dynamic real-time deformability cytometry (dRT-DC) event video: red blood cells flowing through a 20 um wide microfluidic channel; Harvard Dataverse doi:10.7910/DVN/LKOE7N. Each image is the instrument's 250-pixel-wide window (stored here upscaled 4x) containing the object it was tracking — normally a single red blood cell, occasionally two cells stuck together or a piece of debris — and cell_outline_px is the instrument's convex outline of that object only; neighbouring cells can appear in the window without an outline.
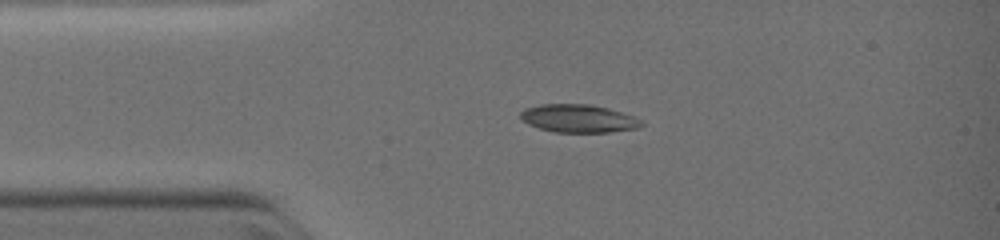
{"species": "common noctule bat (a hibernating species)", "species_latin": "Nyctalus noctula", "temperature_condition": "warm", "stored_images_in_passage": 9, "camera_frame_rate_fps": 3000, "um_per_image_px": 0.085, "animal": {"sex": "female", "body_mass_g": 19.0, "forearm_length_mm": 51.5}, "frame": {"image": 1, "passage_image": 1, "time_ms": 0.0, "image_size_px": [1000, 240], "cell_outline_px": [[644, 124], [636, 128], [608, 132], [556, 132], [540, 128], [528, 124], [520, 120], [520, 112], [524, 108], [540, 104], [588, 104], [608, 108], [632, 116], [640, 120]], "centroid_in_image_um": [49.1, 10.06], "position_along_channel_um": 35.9, "area_um2": 19.59}}
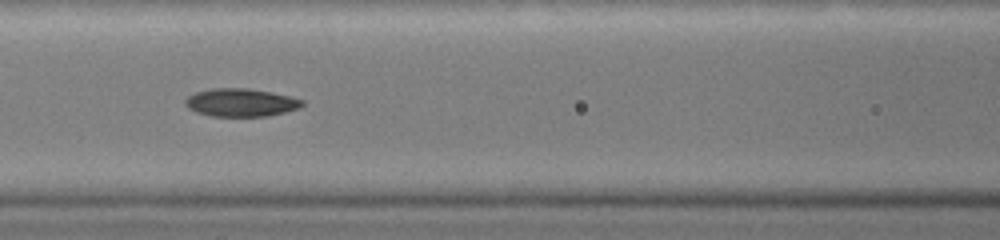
{"frame": {"image": 2, "passage_image": 7, "time_ms": 2.667, "image_size_px": [1000, 240], "cell_outline_px": [[304, 104], [300, 108], [268, 116], [212, 116], [196, 112], [188, 108], [184, 104], [184, 100], [188, 96], [196, 92], [212, 88], [248, 88], [288, 96], [304, 100]], "centroid_in_image_um": [20.45, 8.72], "position_along_channel_um": 146.2, "area_um2": 19.02}}
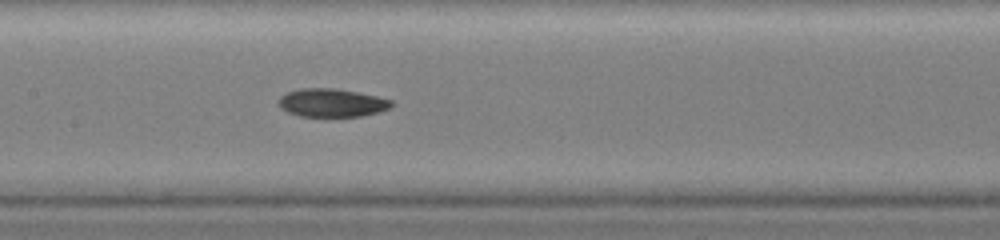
{"frame": {"image": 3, "passage_image": 9, "time_ms": 3.333, "image_size_px": [1000, 240], "cell_outline_px": [[392, 104], [388, 108], [376, 112], [360, 116], [300, 116], [288, 112], [280, 108], [280, 96], [288, 92], [300, 88], [332, 88], [356, 92], [376, 96], [392, 100]], "centroid_in_image_um": [28.17, 8.73], "position_along_channel_um": 179.2, "area_um2": 18.21}}